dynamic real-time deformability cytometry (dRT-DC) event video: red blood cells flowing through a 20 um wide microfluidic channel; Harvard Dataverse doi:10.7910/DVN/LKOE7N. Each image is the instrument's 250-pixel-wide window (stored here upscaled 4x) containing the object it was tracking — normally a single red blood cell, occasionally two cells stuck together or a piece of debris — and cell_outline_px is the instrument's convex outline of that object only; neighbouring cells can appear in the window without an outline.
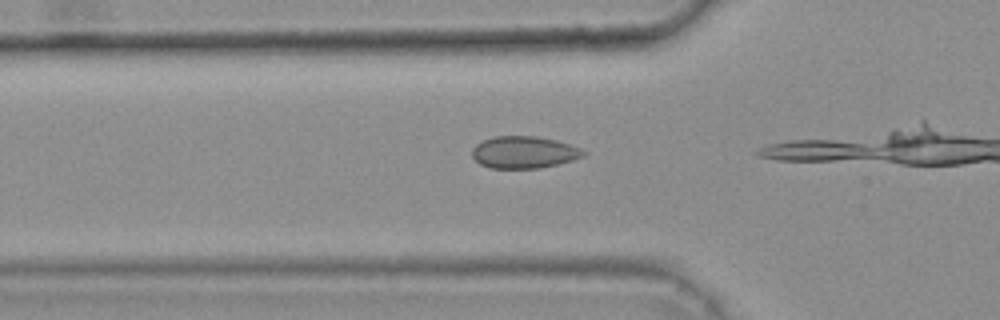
{"species": "common noctule bat (a hibernating species)", "species_latin": "Nyctalus noctula", "temperature_condition": "warm", "stored_images_in_passage": 11, "camera_frame_rate_fps": 3000, "um_per_image_px": 0.085, "animal": {"sex": "female", "body_mass_g": 25.1}, "frame": {"image": 1, "passage_image": 10, "time_ms": 3.0, "image_size_px": [1000, 320], "cell_outline_px": [[588, 152], [584, 156], [572, 160], [540, 168], [488, 168], [480, 164], [472, 156], [472, 148], [476, 144], [492, 136], [536, 136], [556, 140], [580, 148]], "centroid_in_image_um": [44.52, 12.94], "position_along_channel_um": 81.3, "area_um2": 20.81}}